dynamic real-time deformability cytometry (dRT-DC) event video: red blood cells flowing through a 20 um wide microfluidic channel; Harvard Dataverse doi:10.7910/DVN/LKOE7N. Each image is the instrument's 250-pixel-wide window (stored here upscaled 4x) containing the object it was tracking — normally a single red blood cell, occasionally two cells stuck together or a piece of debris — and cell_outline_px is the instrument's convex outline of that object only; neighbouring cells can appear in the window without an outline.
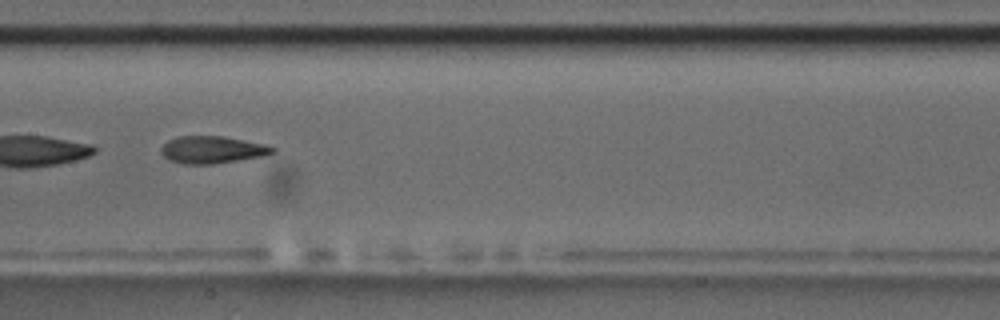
{"species": "common noctule bat (a hibernating species)", "species_latin": "Nyctalus noctula", "temperature_condition": "room temperature", "stored_images_in_passage": 54, "segment_of_instrument_passage": [2, 2], "camera_frame_rate_fps": 3000, "um_per_image_px": 0.085, "animal": {"sex": "male", "body_mass_g": 17.5, "forearm_length_mm": 52.3}, "frame": {"image": 1, "passage_image": 28, "time_ms": 9.0, "image_size_px": [1000, 320], "cell_outline_px": [[276, 152], [264, 156], [212, 164], [184, 164], [168, 160], [160, 152], [160, 148], [168, 140], [176, 136], [224, 136], [264, 144], [276, 148]], "centroid_in_image_um": [18.03, 12.72], "position_along_channel_um": 189.4, "area_um2": 17.8}}